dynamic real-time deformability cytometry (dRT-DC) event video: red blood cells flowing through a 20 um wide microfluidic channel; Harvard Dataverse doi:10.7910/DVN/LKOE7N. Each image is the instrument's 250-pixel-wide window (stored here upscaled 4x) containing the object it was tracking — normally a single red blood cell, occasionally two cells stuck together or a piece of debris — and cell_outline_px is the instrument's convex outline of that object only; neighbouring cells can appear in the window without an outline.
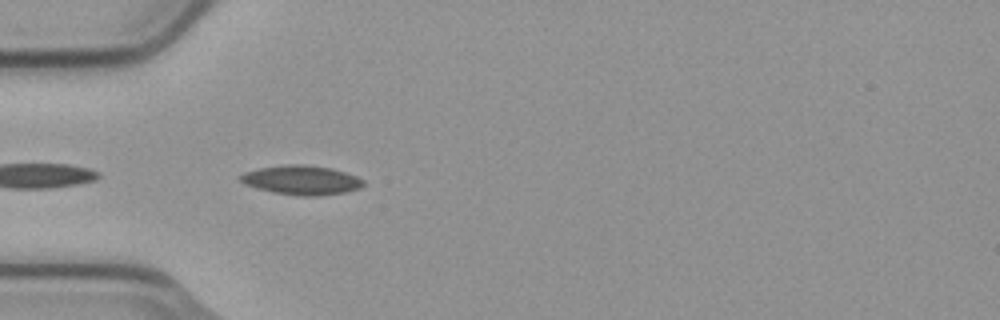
{"species": "common noctule bat (a hibernating species)", "species_latin": "Nyctalus noctula", "temperature_condition": "cold", "stored_images_in_passage": 3, "camera_frame_rate_fps": 3000, "um_per_image_px": 0.085, "animal": {"sex": "male", "body_mass_g": 23.1, "forearm_length_mm": 52.7}, "frame": {"image": 1, "passage_image": 3, "time_ms": 0.667, "image_size_px": [1000, 320], "cell_outline_px": [[364, 184], [360, 188], [344, 192], [316, 196], [300, 196], [272, 192], [244, 184], [236, 176], [244, 172], [260, 168], [284, 164], [304, 164], [332, 168], [356, 176], [364, 180]], "centroid_in_image_um": [25.6, 15.3], "position_along_channel_um": 59.4, "area_um2": 21.04}}